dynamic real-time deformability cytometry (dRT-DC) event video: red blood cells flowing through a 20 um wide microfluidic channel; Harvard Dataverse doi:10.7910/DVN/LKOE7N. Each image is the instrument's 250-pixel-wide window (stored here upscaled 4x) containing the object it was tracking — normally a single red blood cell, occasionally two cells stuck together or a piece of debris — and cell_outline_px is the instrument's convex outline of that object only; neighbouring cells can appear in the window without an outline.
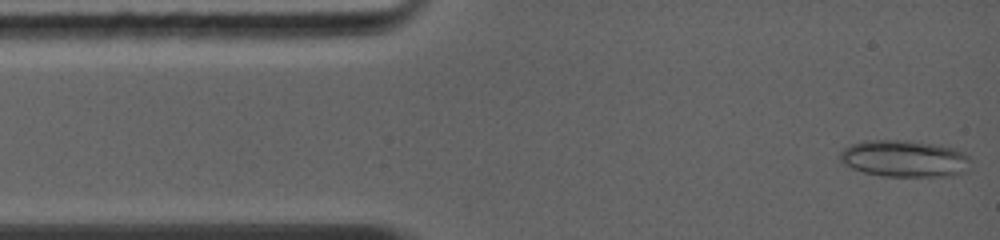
{"species": "common noctule bat (a hibernating species)", "species_latin": "Nyctalus noctula", "temperature_condition": "warm", "stored_images_in_passage": 7, "camera_frame_rate_fps": 5000, "um_per_image_px": 0.085, "animal": {"sex": "female", "body_mass_g": 19.0, "forearm_length_mm": 56.7}, "frame": {"image": 1, "passage_image": 1, "time_ms": 0.0, "image_size_px": [1000, 240], "cell_outline_px": [[964, 156], [948, 172], [932, 176], [884, 176], [864, 172], [848, 164], [840, 156], [840, 152], [856, 144], [916, 144], [944, 148], [956, 152]], "centroid_in_image_um": [76.57, 13.55], "position_along_channel_um": 8.4, "area_um2": 22.95}}
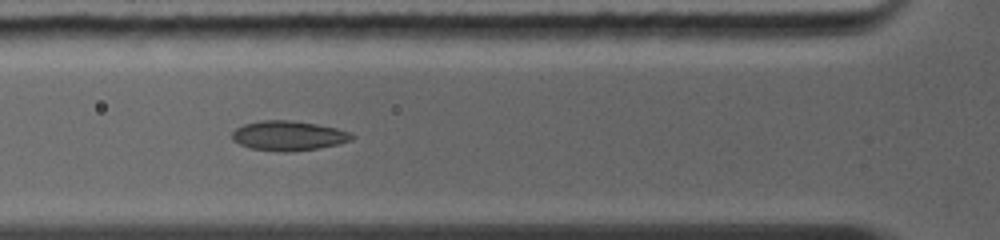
{"frame": {"image": 2, "passage_image": 6, "time_ms": 3.6, "image_size_px": [1000, 240], "cell_outline_px": [[356, 136], [352, 140], [336, 144], [316, 148], [292, 152], [280, 152], [252, 148], [240, 144], [232, 140], [232, 132], [236, 128], [244, 124], [260, 120], [288, 120], [316, 124], [336, 128], [348, 132]], "centroid_in_image_um": [24.49, 11.53], "position_along_channel_um": 101.3, "area_um2": 20.58}}